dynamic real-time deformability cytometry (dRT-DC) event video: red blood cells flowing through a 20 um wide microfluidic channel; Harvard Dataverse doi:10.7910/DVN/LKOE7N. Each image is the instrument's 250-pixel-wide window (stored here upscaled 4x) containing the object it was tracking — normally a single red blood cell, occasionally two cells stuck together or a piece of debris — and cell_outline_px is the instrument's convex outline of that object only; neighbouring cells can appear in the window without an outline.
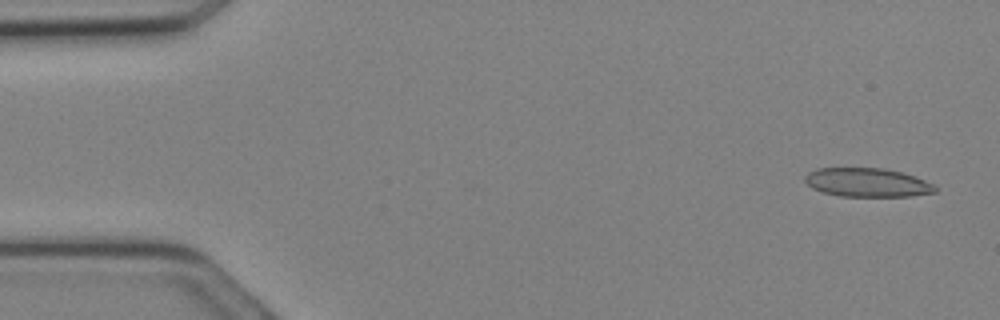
{"species": "Egyptian fruit bat (a non-hibernating species)", "species_latin": "Rousettus aegyptiacus", "temperature_condition": "cold", "stored_images_in_passage": 11, "camera_frame_rate_fps": 3000, "um_per_image_px": 0.085, "animal": {"sex": "female"}, "frame": {"image": 1, "passage_image": 2, "time_ms": 0.333, "image_size_px": [1000, 320], "cell_outline_px": [[936, 192], [912, 196], [840, 196], [824, 192], [812, 188], [804, 180], [804, 176], [808, 172], [816, 168], [884, 168], [900, 172], [924, 180], [932, 184], [936, 188]], "centroid_in_image_um": [73.68, 15.51], "position_along_channel_um": 11.3, "area_um2": 21.68}}
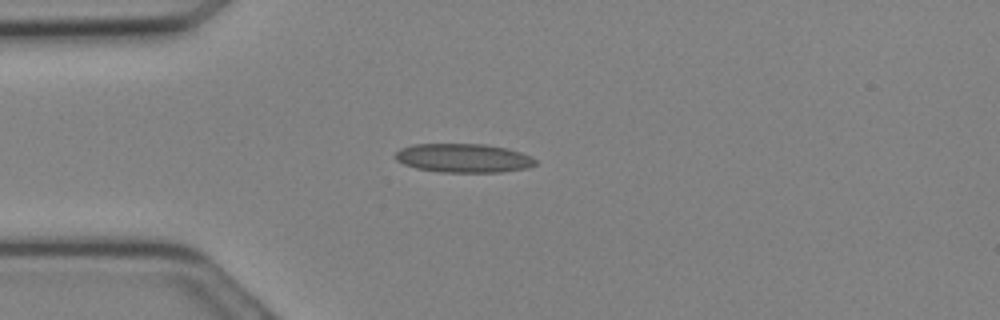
{"frame": {"image": 2, "passage_image": 8, "time_ms": 2.333, "image_size_px": [1000, 320], "cell_outline_px": [[536, 164], [528, 168], [500, 172], [440, 172], [416, 168], [404, 164], [396, 160], [392, 156], [400, 148], [412, 144], [484, 144], [508, 148], [532, 156], [536, 160]], "centroid_in_image_um": [39.38, 13.43], "position_along_channel_um": 45.6, "area_um2": 23.76}}